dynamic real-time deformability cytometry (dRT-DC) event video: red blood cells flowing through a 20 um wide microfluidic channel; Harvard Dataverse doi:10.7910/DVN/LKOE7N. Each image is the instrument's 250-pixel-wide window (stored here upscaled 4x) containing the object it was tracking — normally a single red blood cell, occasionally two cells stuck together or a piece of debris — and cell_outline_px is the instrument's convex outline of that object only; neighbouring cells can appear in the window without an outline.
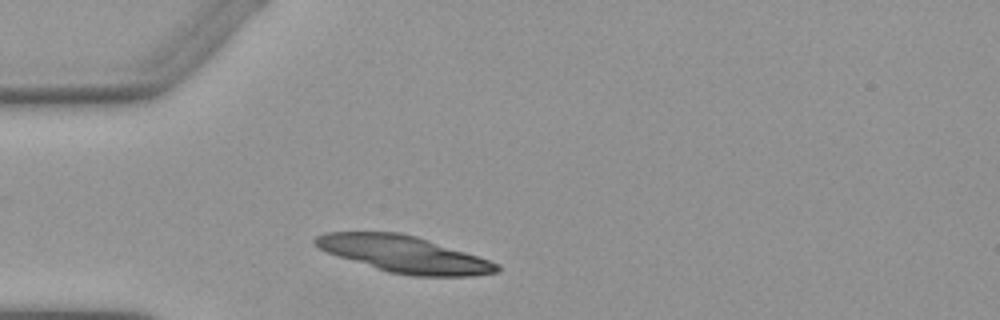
{"species": "Egyptian fruit bat (a non-hibernating species)", "species_latin": "Rousettus aegyptiacus", "temperature_condition": "warm", "stored_images_in_passage": 1, "camera_frame_rate_fps": 3000, "um_per_image_px": 0.085, "animal": {"sex": "female"}, "frame": {"image": 1, "passage_image": 1, "time_ms": 0.0, "image_size_px": [1000, 320], "cell_outline_px": [[500, 268], [496, 272], [472, 276], [412, 276], [388, 272], [328, 252], [320, 248], [312, 240], [316, 236], [328, 232], [400, 232], [416, 236], [500, 264]], "centroid_in_image_um": [34.35, 21.61], "position_along_channel_um": 50.7, "area_um2": 37.97}}